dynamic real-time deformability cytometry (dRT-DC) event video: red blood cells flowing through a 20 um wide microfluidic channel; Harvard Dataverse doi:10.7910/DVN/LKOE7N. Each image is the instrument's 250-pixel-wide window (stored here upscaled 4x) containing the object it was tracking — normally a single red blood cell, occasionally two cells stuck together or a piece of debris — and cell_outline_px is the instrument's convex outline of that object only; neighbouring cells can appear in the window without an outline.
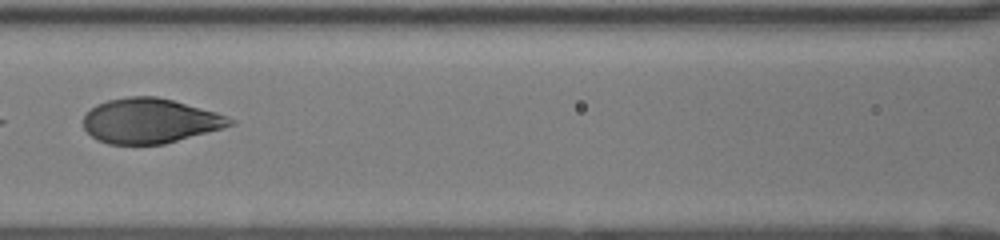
{"species": "human", "species_latin": "Homo sapiens", "temperature_condition": "room temperature", "stored_images_in_passage": 32, "camera_frame_rate_fps": 3000, "um_per_image_px": 0.085, "donor": {"sex": "female"}, "frame": {"image": 1, "passage_image": 19, "time_ms": 6.0, "image_size_px": [1000, 240], "cell_outline_px": [[236, 124], [164, 144], [108, 144], [96, 140], [84, 128], [84, 116], [96, 104], [108, 100], [128, 96], [156, 96], [172, 100], [216, 112], [228, 116], [236, 120]], "centroid_in_image_um": [12.75, 10.27], "position_along_channel_um": 153.8, "area_um2": 38.21}}
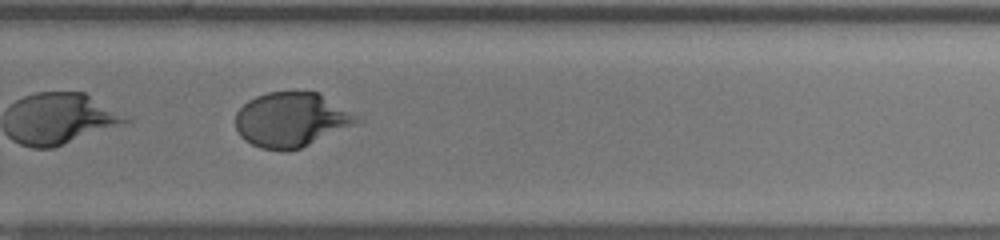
{"frame": {"image": 2, "passage_image": 30, "time_ms": 9.667, "image_size_px": [1000, 240], "cell_outline_px": [[364, 120], [300, 148], [284, 152], [260, 148], [244, 140], [240, 136], [236, 128], [236, 112], [248, 100], [256, 96], [268, 92], [316, 92]], "centroid_in_image_um": [24.71, 10.19], "position_along_channel_um": 305.1, "area_um2": 38.09}}